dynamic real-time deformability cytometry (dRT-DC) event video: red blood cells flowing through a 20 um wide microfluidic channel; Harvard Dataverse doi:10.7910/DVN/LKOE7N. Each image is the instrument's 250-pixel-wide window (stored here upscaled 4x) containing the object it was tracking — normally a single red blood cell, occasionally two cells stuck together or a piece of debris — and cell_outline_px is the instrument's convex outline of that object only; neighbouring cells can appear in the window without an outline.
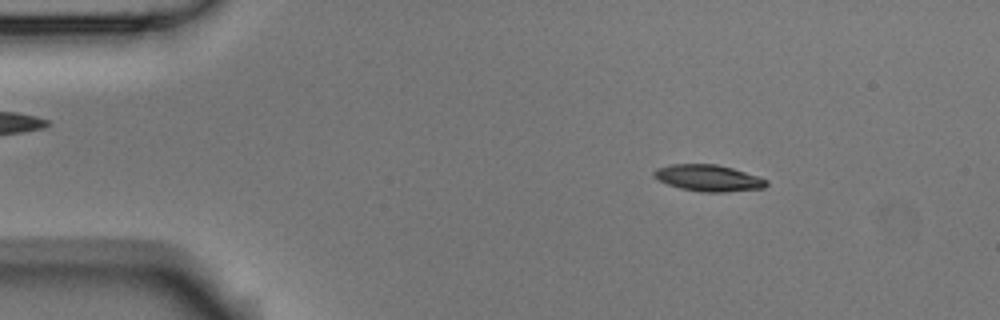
{"species": "Egyptian fruit bat (a non-hibernating species)", "species_latin": "Rousettus aegyptiacus", "temperature_condition": "room temperature", "stored_images_in_passage": 5, "segment_of_instrument_passage": [1, 2], "camera_frame_rate_fps": 3000, "um_per_image_px": 0.085, "animal": {"sex": "male"}, "frame": {"image": 1, "passage_image": 2, "time_ms": 0.333, "image_size_px": [1000, 320], "cell_outline_px": [[768, 184], [764, 188], [724, 192], [700, 192], [680, 188], [668, 184], [652, 176], [652, 172], [656, 168], [672, 164], [716, 164], [732, 168], [760, 176], [768, 180]], "centroid_in_image_um": [60.23, 15.13], "position_along_channel_um": 24.8, "area_um2": 17.46}}